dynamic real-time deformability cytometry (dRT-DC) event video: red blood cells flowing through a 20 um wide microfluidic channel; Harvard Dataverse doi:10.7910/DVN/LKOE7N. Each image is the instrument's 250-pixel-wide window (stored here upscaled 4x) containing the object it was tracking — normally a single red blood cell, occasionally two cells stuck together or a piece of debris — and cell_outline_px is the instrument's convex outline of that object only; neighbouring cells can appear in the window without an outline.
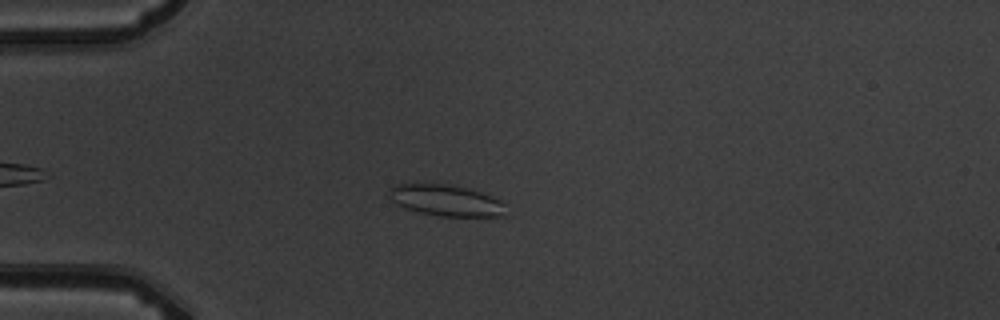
{"species": "common noctule bat (a hibernating species)", "species_latin": "Nyctalus noctula", "temperature_condition": "warm", "stored_images_in_passage": 9, "camera_frame_rate_fps": 3000, "um_per_image_px": 0.085, "animal": {"sex": "male", "body_mass_g": 19.5, "forearm_length_mm": 54.6}, "frame": {"image": 1, "passage_image": 4, "time_ms": 4.0, "image_size_px": [1000, 320], "cell_outline_px": [[508, 216], [436, 216], [404, 208], [396, 204], [388, 196], [388, 188], [396, 184], [452, 184], [468, 188], [492, 196], [508, 204]], "centroid_in_image_um": [37.96, 17.04], "position_along_channel_um": 47.0, "area_um2": 21.73}}
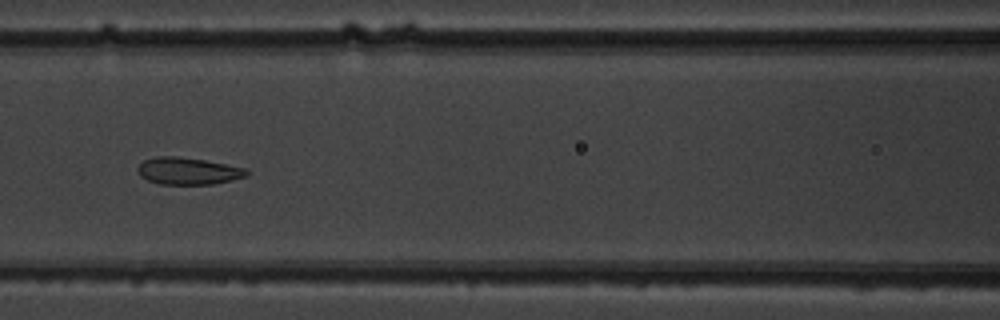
{"frame": {"image": 2, "passage_image": 7, "time_ms": 7.333, "image_size_px": [1000, 320], "cell_outline_px": [[248, 176], [232, 180], [212, 184], [160, 184], [148, 180], [140, 176], [136, 168], [144, 160], [156, 156], [176, 156], [204, 160], [248, 168]], "centroid_in_image_um": [15.99, 14.53], "position_along_channel_um": 150.6, "area_um2": 17.22}}
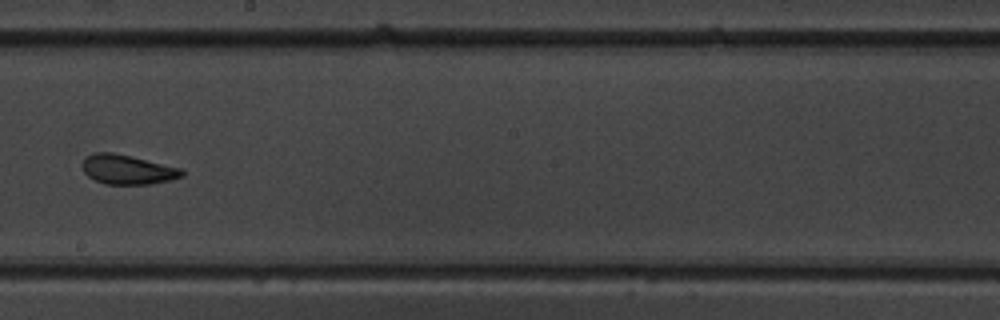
{"frame": {"image": 3, "passage_image": 9, "time_ms": 9.667, "image_size_px": [1000, 320], "cell_outline_px": [[184, 176], [152, 184], [104, 184], [88, 176], [84, 172], [84, 160], [92, 152], [112, 152], [132, 156], [180, 168], [184, 172]], "centroid_in_image_um": [10.85, 14.41], "position_along_channel_um": 237.4, "area_um2": 16.94}}